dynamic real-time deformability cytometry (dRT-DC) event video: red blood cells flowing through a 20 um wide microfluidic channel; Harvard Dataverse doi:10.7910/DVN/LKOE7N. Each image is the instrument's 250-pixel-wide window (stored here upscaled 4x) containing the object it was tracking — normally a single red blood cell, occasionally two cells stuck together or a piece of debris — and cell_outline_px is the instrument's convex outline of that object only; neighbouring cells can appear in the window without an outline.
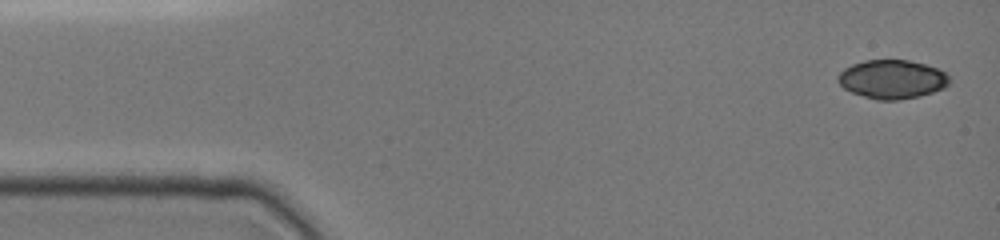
{"species": "common noctule bat (a hibernating species)", "species_latin": "Nyctalus noctula", "temperature_condition": "cold", "stored_images_in_passage": 30, "camera_frame_rate_fps": 3000, "um_per_image_px": 0.085, "animal": {"sex": "female", "body_mass_g": 19.0, "forearm_length_mm": 51.5}, "frame": {"image": 1, "passage_image": 1, "time_ms": 0.0, "image_size_px": [1000, 240], "cell_outline_px": [[948, 84], [944, 88], [920, 96], [900, 100], [876, 100], [852, 92], [844, 88], [836, 80], [836, 76], [844, 68], [852, 64], [864, 60], [908, 60], [924, 64], [936, 68], [944, 72], [948, 76]], "centroid_in_image_um": [75.79, 6.74], "position_along_channel_um": 9.2, "area_um2": 25.14}}
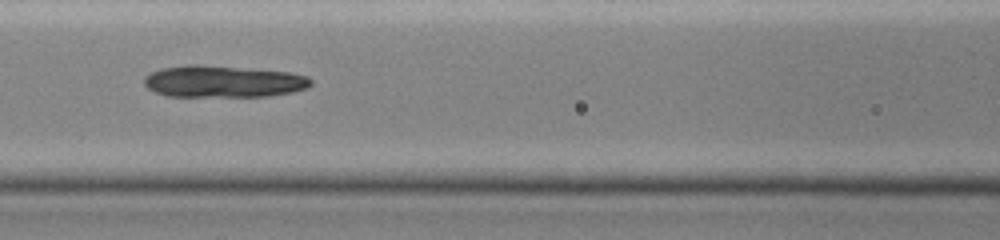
{"frame": {"image": 2, "passage_image": 13, "time_ms": 6.333, "image_size_px": [1000, 240], "cell_outline_px": [[312, 84], [308, 88], [292, 92], [268, 96], [168, 96], [156, 92], [148, 88], [144, 84], [144, 76], [160, 68], [184, 64], [196, 64], [292, 72], [308, 76], [312, 80]], "centroid_in_image_um": [18.98, 6.91], "position_along_channel_um": 147.6, "area_um2": 31.1}}
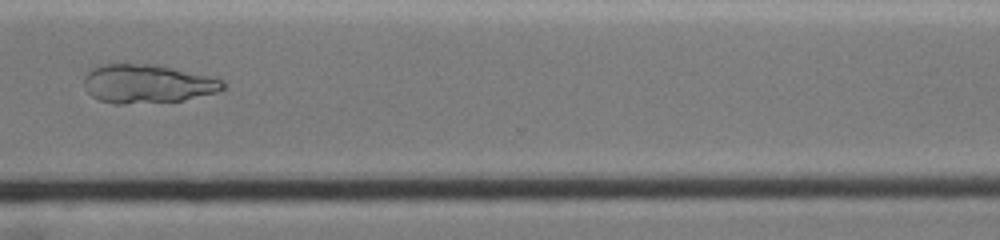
{"frame": {"image": 3, "passage_image": 24, "time_ms": 11.667, "image_size_px": [1000, 240], "cell_outline_px": [[224, 88], [220, 92], [184, 100], [124, 104], [116, 104], [100, 100], [92, 96], [88, 92], [84, 84], [84, 76], [92, 68], [104, 64], [156, 64], [224, 80]], "centroid_in_image_um": [12.53, 7.12], "position_along_channel_um": 358.1, "area_um2": 31.21}}